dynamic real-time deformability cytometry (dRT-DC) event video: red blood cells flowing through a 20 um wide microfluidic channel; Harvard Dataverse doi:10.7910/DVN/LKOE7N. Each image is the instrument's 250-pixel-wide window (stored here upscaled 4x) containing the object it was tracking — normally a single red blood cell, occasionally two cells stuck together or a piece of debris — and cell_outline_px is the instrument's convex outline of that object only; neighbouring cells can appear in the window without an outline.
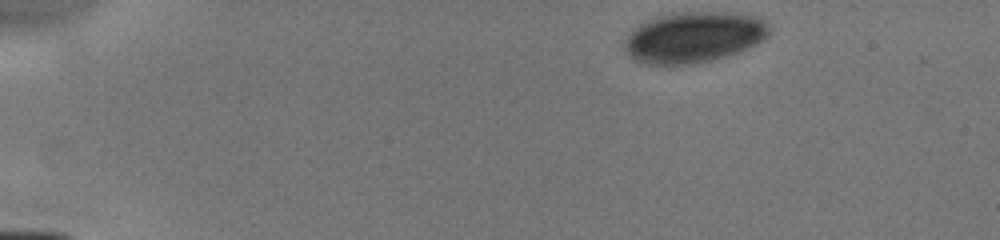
{"species": "human", "species_latin": "Homo sapiens", "temperature_condition": "cold", "stored_images_in_passage": 6, "camera_frame_rate_fps": 3000, "um_per_image_px": 0.085, "donor": {"sex": "male"}, "frame": {"image": 1, "passage_image": 1, "time_ms": 0.0, "image_size_px": [1000, 240], "cell_outline_px": [[772, 32], [768, 36], [756, 44], [740, 52], [728, 56], [712, 60], [692, 64], [644, 64], [636, 60], [624, 52], [624, 40], [632, 28], [636, 24], [644, 20], [656, 16], [672, 12], [736, 12], [760, 16], [768, 24]], "centroid_in_image_um": [58.97, 3.14], "position_along_channel_um": 26.0, "area_um2": 43.87}}
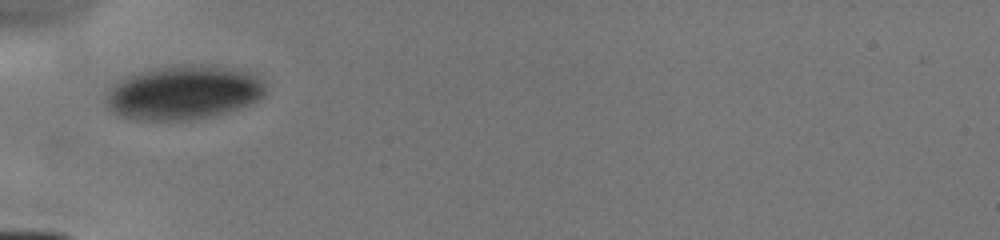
{"frame": {"image": 2, "passage_image": 5, "time_ms": 3.333, "image_size_px": [1000, 240], "cell_outline_px": [[264, 96], [248, 104], [212, 116], [188, 120], [136, 120], [120, 116], [112, 112], [108, 108], [108, 92], [112, 84], [124, 76], [156, 68], [176, 64], [216, 64], [244, 72], [260, 80], [264, 84]], "centroid_in_image_um": [15.54, 7.85], "position_along_channel_um": 69.5, "area_um2": 50.05}}